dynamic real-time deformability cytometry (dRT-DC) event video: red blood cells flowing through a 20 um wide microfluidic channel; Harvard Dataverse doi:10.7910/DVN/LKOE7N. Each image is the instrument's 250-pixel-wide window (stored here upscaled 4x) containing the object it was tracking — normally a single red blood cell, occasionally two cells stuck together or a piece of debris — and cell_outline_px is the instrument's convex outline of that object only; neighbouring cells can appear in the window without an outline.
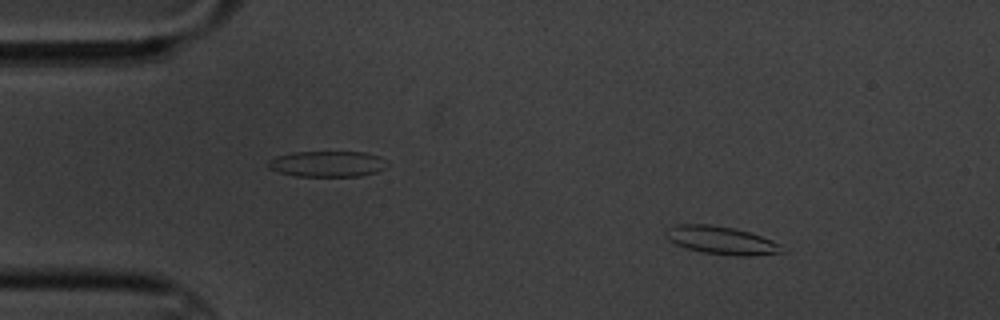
{"species": "common noctule bat (a hibernating species)", "species_latin": "Nyctalus noctula", "temperature_condition": "cold", "stored_images_in_passage": 5, "camera_frame_rate_fps": 3000, "um_per_image_px": 0.085, "animal": {"sex": "male", "body_mass_g": 20.1, "forearm_length_mm": 53.5}, "frame": {"image": 1, "passage_image": 2, "time_ms": 1.0, "image_size_px": [1000, 320], "cell_outline_px": [[788, 252], [748, 256], [732, 256], [704, 252], [688, 248], [676, 244], [668, 240], [668, 228], [676, 224], [708, 224], [736, 228], [772, 240], [780, 244]], "centroid_in_image_um": [61.38, 20.43], "position_along_channel_um": 23.6, "area_um2": 18.84}}
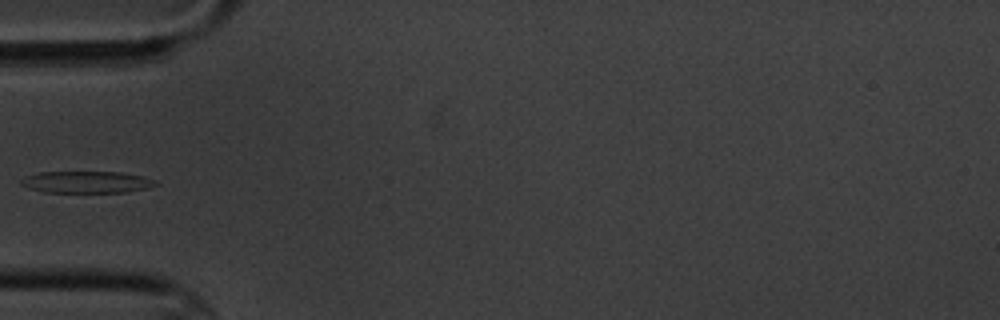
{"frame": {"image": 2, "passage_image": 5, "time_ms": 4.667, "image_size_px": [1000, 320], "cell_outline_px": [[160, 184], [148, 188], [124, 192], [44, 192], [28, 188], [20, 184], [20, 180], [24, 176], [40, 172], [120, 172], [144, 176], [156, 180]], "centroid_in_image_um": [7.37, 15.47], "position_along_channel_um": 77.6, "area_um2": 17.22}}